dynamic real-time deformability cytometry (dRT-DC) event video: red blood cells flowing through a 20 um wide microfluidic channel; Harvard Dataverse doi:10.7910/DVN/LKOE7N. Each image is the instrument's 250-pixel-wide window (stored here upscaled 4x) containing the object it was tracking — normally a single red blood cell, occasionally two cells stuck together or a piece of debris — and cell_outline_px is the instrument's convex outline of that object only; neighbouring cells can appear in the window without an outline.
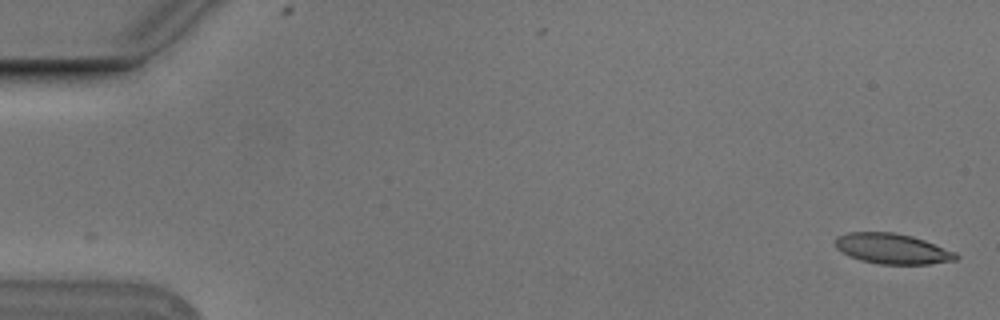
{"species": "Egyptian fruit bat (a non-hibernating species)", "species_latin": "Rousettus aegyptiacus", "temperature_condition": "cold", "stored_images_in_passage": 13, "camera_frame_rate_fps": 3000, "um_per_image_px": 0.085, "animal": {"sex": "male"}, "frame": {"image": 1, "passage_image": 1, "time_ms": 0.0, "image_size_px": [1000, 320], "cell_outline_px": [[960, 256], [956, 260], [928, 264], [880, 264], [860, 260], [848, 256], [836, 248], [836, 236], [848, 232], [892, 232], [912, 236], [924, 240], [956, 252]], "centroid_in_image_um": [75.84, 21.14], "position_along_channel_um": 9.2, "area_um2": 21.39}}